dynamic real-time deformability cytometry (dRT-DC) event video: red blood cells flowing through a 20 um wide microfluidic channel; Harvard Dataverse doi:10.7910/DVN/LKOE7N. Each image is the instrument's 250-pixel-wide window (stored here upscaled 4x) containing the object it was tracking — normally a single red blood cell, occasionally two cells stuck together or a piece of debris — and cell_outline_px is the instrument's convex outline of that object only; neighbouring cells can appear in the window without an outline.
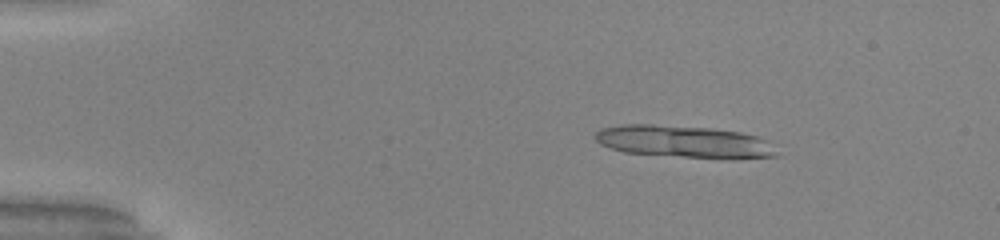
{"species": "common noctule bat (a hibernating species)", "species_latin": "Nyctalus noctula", "temperature_condition": "warm", "stored_images_in_passage": 52, "camera_frame_rate_fps": 3000, "um_per_image_px": 0.085, "animal": {"sex": "male", "body_mass_g": 20.0, "forearm_length_mm": 53.3}, "frame": {"image": 1, "passage_image": 8, "time_ms": 2.333, "image_size_px": [1000, 240], "cell_outline_px": [[776, 156], [684, 156], [624, 152], [600, 144], [596, 140], [596, 132], [600, 128], [624, 124], [652, 124], [708, 128], [740, 132], [756, 136], [764, 140]], "centroid_in_image_um": [57.92, 11.98], "position_along_channel_um": 27.1, "area_um2": 32.19}}
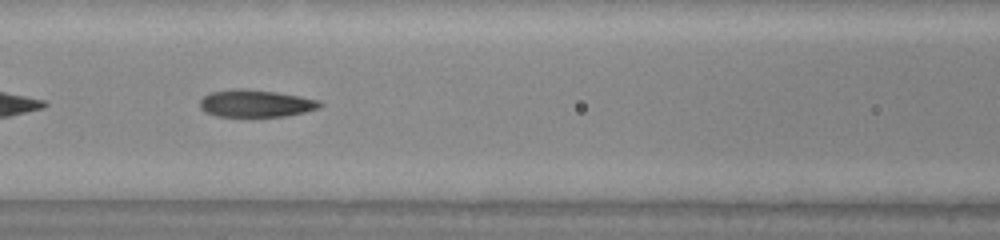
{"frame": {"image": 2, "passage_image": 24, "time_ms": 7.667, "image_size_px": [1000, 240], "cell_outline_px": [[324, 104], [320, 108], [304, 112], [284, 116], [220, 116], [204, 112], [200, 108], [200, 100], [204, 96], [212, 92], [236, 88], [244, 88], [276, 92], [300, 96], [320, 100]], "centroid_in_image_um": [21.76, 8.78], "position_along_channel_um": 144.8, "area_um2": 19.07}}
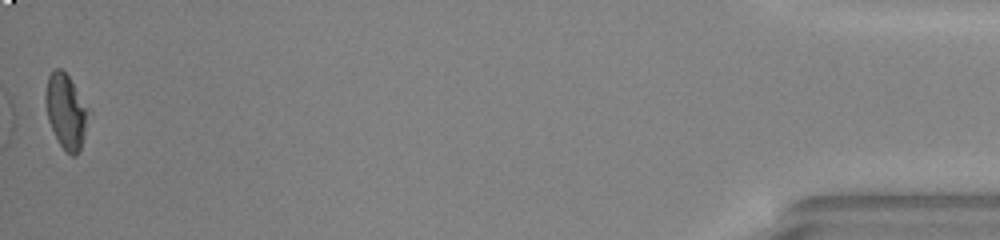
{"frame": {"image": 3, "passage_image": 52, "time_ms": 17.0, "image_size_px": [1000, 240], "cell_outline_px": [[92, 112], [80, 152], [76, 156], [72, 156], [60, 144], [48, 120], [44, 100], [44, 96], [48, 76], [56, 68], [60, 68], [68, 76]], "centroid_in_image_um": [5.65, 9.48], "position_along_channel_um": 429.6, "area_um2": 18.96}, "authors_computed_cell_mechanics": {"area_um2": 19.3052, "velocity_mm_per_s": 4.0038, "shape_relaxation_time_tau1_ms": null, "shape_relaxation_time_tau2_ms": 1.6436, "deformation_change_tau1": null, "deformation_change_tau2": 0.088}}